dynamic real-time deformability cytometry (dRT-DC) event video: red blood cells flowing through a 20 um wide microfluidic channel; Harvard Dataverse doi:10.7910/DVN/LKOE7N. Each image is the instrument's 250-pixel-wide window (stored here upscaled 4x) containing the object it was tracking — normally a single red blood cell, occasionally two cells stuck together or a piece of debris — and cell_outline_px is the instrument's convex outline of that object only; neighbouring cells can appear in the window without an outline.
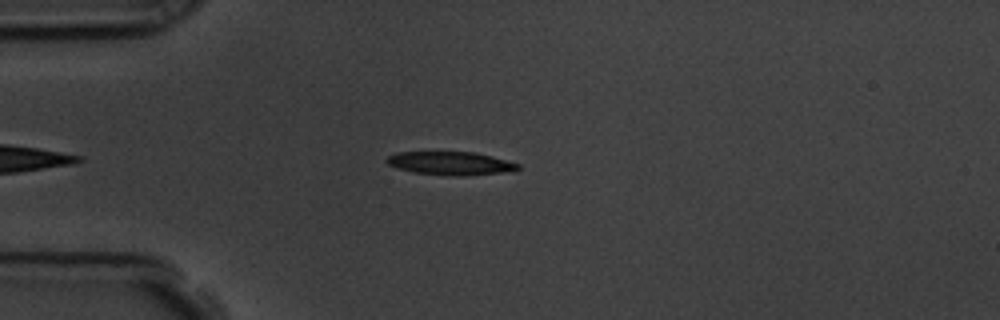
{"species": "common noctule bat (a hibernating species)", "species_latin": "Nyctalus noctula", "temperature_condition": "room temperature", "stored_images_in_passage": 42, "camera_frame_rate_fps": 3000, "um_per_image_px": 0.085, "animal": {"sex": "male", "body_mass_g": 19.5, "forearm_length_mm": 54.6}, "frame": {"image": 1, "passage_image": 4, "time_ms": 1.0, "image_size_px": [1000, 320], "cell_outline_px": [[520, 168], [500, 172], [460, 176], [448, 176], [412, 172], [396, 168], [388, 164], [384, 160], [388, 156], [396, 152], [476, 152], [492, 156], [520, 164]], "centroid_in_image_um": [38.22, 13.87], "position_along_channel_um": 46.8, "area_um2": 17.8}}
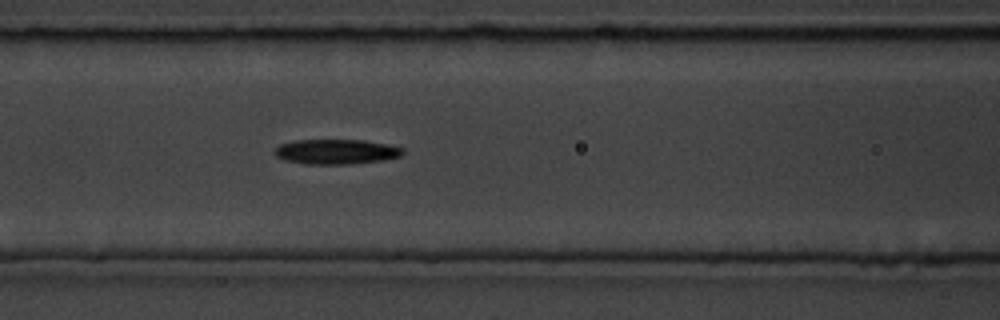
{"frame": {"image": 2, "passage_image": 13, "time_ms": 4.0, "image_size_px": [1000, 320], "cell_outline_px": [[404, 152], [400, 156], [384, 160], [352, 164], [304, 164], [284, 160], [276, 156], [276, 148], [280, 144], [292, 140], [364, 140], [388, 144], [404, 148]], "centroid_in_image_um": [28.59, 12.89], "position_along_channel_um": 138.0, "area_um2": 18.73}}
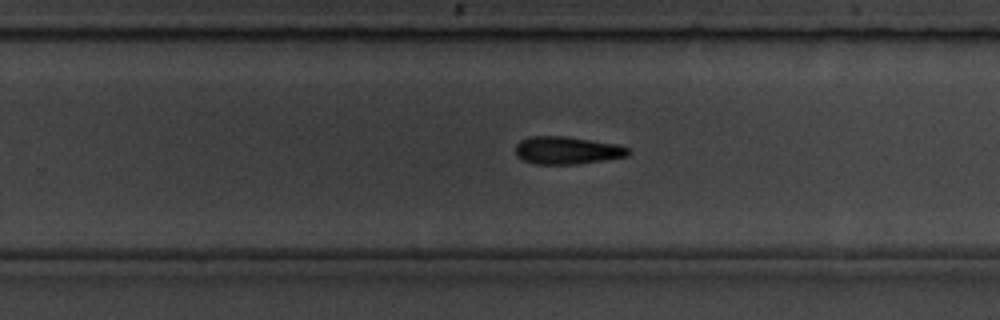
{"frame": {"image": 3, "passage_image": 25, "time_ms": 8.0, "image_size_px": [1000, 320], "cell_outline_px": [[632, 152], [628, 156], [576, 164], [536, 164], [524, 160], [516, 156], [516, 144], [520, 140], [528, 136], [568, 136], [620, 144], [628, 148]], "centroid_in_image_um": [48.22, 12.76], "position_along_channel_um": 281.6, "area_um2": 18.38}, "authors_computed_cell_mechanics": {"area_um2": 18.785, "velocity_mm_per_s": 3.6001, "shape_relaxation_time_tau1_ms": 4.5603, "shape_relaxation_time_tau2_ms": null, "deformation_change_tau1": 0.1268, "deformation_change_tau2": null}}